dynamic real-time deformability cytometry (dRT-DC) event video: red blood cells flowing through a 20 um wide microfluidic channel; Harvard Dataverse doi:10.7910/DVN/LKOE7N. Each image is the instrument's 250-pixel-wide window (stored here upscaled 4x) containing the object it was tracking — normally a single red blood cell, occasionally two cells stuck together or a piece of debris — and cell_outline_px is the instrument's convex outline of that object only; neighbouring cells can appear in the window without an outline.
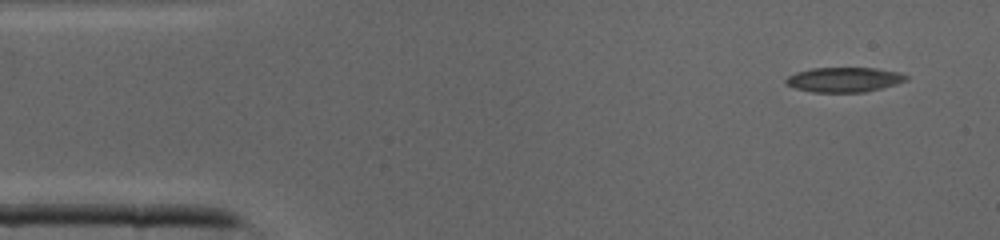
{"species": "common noctule bat (a hibernating species)", "species_latin": "Nyctalus noctula", "temperature_condition": "cold", "stored_images_in_passage": 40, "camera_frame_rate_fps": 3000, "um_per_image_px": 0.085, "animal": {"sex": "male", "body_mass_g": 19.0, "forearm_length_mm": 50.8}, "frame": {"image": 1, "passage_image": 1, "time_ms": 0.0, "image_size_px": [1000, 240], "cell_outline_px": [[908, 80], [896, 84], [864, 92], [812, 92], [796, 88], [784, 84], [784, 80], [788, 76], [796, 72], [812, 68], [876, 68], [900, 72], [908, 76]], "centroid_in_image_um": [71.74, 6.76], "position_along_channel_um": 13.3, "area_um2": 17.4}}
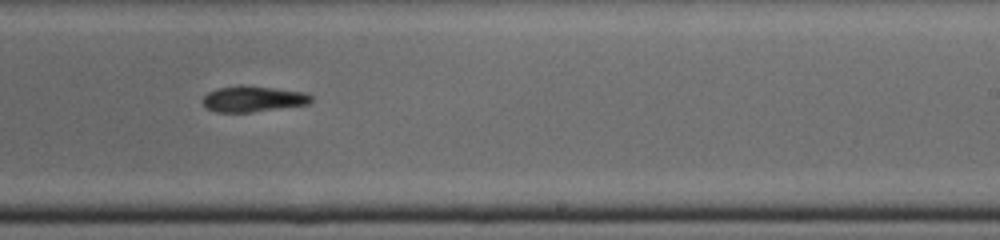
{"frame": {"image": 2, "passage_image": 23, "time_ms": 7.333, "image_size_px": [1000, 240], "cell_outline_px": [[312, 100], [308, 104], [248, 112], [216, 112], [208, 108], [200, 100], [208, 92], [216, 88], [240, 84], [244, 84], [304, 92], [312, 96]], "centroid_in_image_um": [21.46, 8.38], "position_along_channel_um": 267.5, "area_um2": 16.36}}
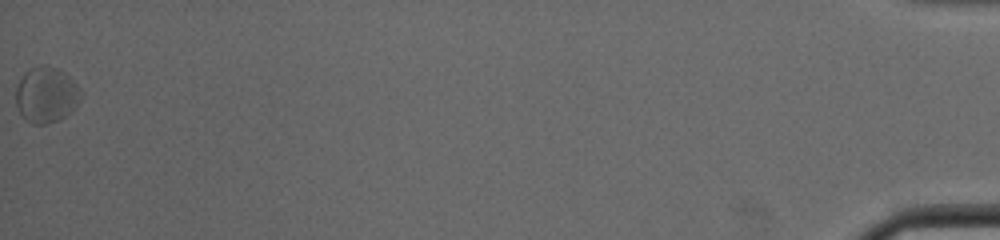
{"frame": {"image": 3, "passage_image": 40, "time_ms": 13.0, "image_size_px": [1000, 240], "cell_outline_px": [[80, 100], [60, 120], [44, 124], [32, 124], [24, 120], [16, 104], [16, 84], [24, 72], [32, 68], [44, 64], [56, 68], [64, 72], [80, 88]], "centroid_in_image_um": [3.89, 8.06], "position_along_channel_um": 431.3, "area_um2": 20.98}}